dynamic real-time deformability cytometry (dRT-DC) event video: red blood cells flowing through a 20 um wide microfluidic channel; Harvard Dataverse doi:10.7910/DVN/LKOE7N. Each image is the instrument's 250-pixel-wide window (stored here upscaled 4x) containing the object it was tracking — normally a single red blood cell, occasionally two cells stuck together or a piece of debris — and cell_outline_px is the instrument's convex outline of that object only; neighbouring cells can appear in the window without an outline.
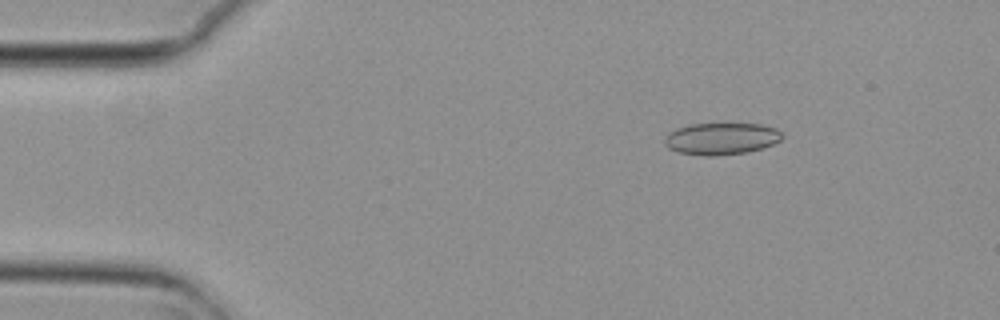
{"species": "common noctule bat (a hibernating species)", "species_latin": "Nyctalus noctula", "temperature_condition": "cold", "stored_images_in_passage": 4, "camera_frame_rate_fps": 3000, "um_per_image_px": 0.085, "animal": {"sex": "female", "body_mass_g": 29.2, "forearm_length_mm": 56.3}, "frame": {"image": 1, "passage_image": 2, "time_ms": 0.333, "image_size_px": [1000, 320], "cell_outline_px": [[784, 136], [780, 140], [764, 148], [748, 152], [712, 156], [704, 156], [680, 152], [668, 148], [664, 144], [664, 140], [668, 132], [676, 128], [688, 124], [760, 124], [776, 128]], "centroid_in_image_um": [61.3, 11.79], "position_along_channel_um": 23.7, "area_um2": 21.91}}